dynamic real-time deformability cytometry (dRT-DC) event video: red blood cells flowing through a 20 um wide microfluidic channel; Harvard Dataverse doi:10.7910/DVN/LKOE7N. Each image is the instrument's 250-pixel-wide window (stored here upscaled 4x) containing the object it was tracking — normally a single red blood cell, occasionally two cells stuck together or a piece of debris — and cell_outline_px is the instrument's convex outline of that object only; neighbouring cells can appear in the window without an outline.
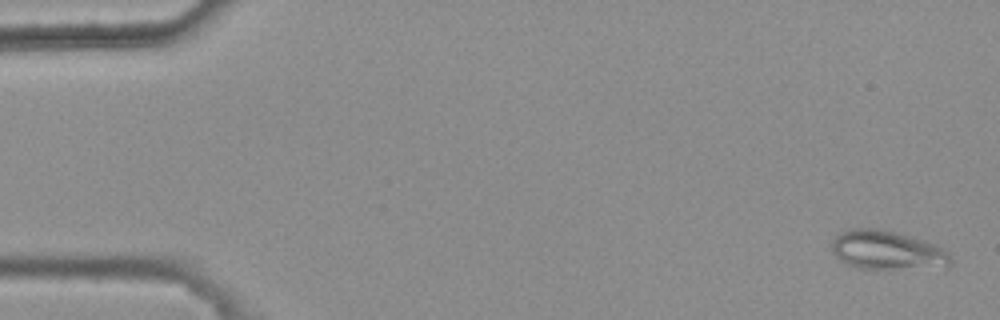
{"species": "common noctule bat (a hibernating species)", "species_latin": "Nyctalus noctula", "temperature_condition": "warm", "stored_images_in_passage": 5, "camera_frame_rate_fps": 3000, "um_per_image_px": 0.085, "animal": {"sex": "female", "body_mass_g": 25.1}, "frame": {"image": 1, "passage_image": 1, "time_ms": 0.0, "image_size_px": [1000, 320], "cell_outline_px": [[952, 264], [948, 268], [860, 268], [848, 264], [840, 260], [832, 252], [832, 240], [840, 232], [852, 228], [880, 228], [896, 232], [924, 240], [936, 244], [944, 248], [948, 252], [952, 260]], "centroid_in_image_um": [75.46, 21.26], "position_along_channel_um": 9.5, "area_um2": 27.22}}